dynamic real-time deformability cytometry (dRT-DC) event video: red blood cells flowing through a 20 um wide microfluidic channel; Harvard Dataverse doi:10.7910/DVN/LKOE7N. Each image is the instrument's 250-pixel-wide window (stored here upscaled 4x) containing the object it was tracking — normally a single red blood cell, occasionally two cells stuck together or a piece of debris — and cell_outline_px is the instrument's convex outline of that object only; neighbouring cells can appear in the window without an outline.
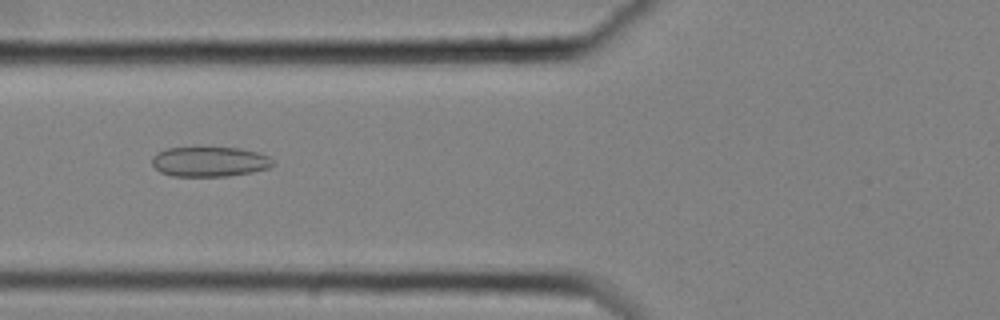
{"species": "common noctule bat (a hibernating species)", "species_latin": "Nyctalus noctula", "temperature_condition": "cold", "stored_images_in_passage": 32, "camera_frame_rate_fps": 3000, "um_per_image_px": 0.085, "animal": {"sex": "female", "body_mass_g": 25.1}, "frame": {"image": 1, "passage_image": 8, "time_ms": 2.333, "image_size_px": [1000, 320], "cell_outline_px": [[276, 164], [268, 168], [252, 172], [228, 176], [172, 176], [160, 172], [152, 164], [152, 156], [156, 152], [164, 148], [240, 148], [256, 152], [268, 156]], "centroid_in_image_um": [17.79, 13.74], "position_along_channel_um": 108.0, "area_um2": 21.1}}
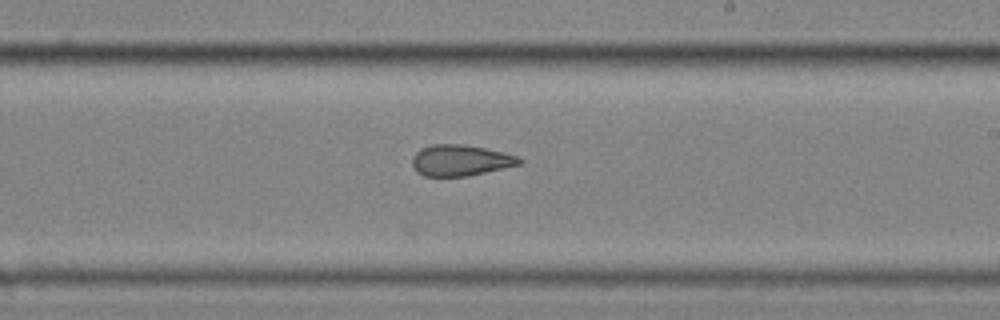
{"frame": {"image": 2, "passage_image": 20, "time_ms": 6.333, "image_size_px": [1000, 320], "cell_outline_px": [[524, 160], [520, 164], [468, 176], [424, 176], [416, 172], [412, 164], [412, 156], [420, 148], [432, 144], [464, 144], [484, 148], [520, 156]], "centroid_in_image_um": [39.12, 13.62], "position_along_channel_um": 249.9, "area_um2": 19.48}}
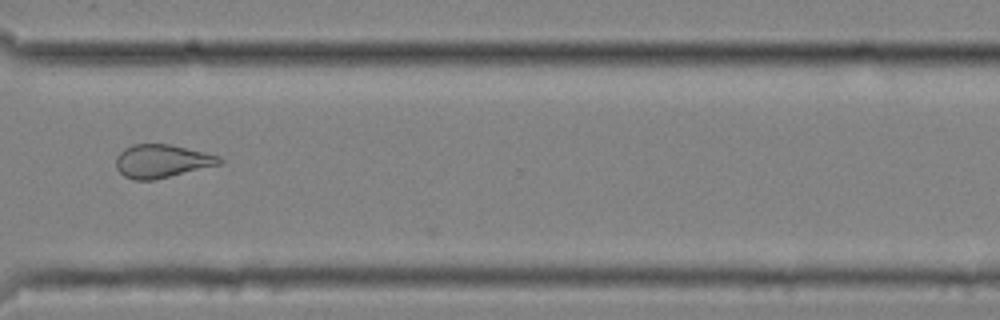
{"frame": {"image": 3, "passage_image": 29, "time_ms": 9.333, "image_size_px": [1000, 320], "cell_outline_px": [[224, 160], [220, 164], [152, 180], [132, 180], [124, 176], [116, 168], [116, 156], [124, 148], [132, 144], [168, 144], [204, 152], [220, 156]], "centroid_in_image_um": [13.72, 13.69], "position_along_channel_um": 356.9, "area_um2": 19.88}}